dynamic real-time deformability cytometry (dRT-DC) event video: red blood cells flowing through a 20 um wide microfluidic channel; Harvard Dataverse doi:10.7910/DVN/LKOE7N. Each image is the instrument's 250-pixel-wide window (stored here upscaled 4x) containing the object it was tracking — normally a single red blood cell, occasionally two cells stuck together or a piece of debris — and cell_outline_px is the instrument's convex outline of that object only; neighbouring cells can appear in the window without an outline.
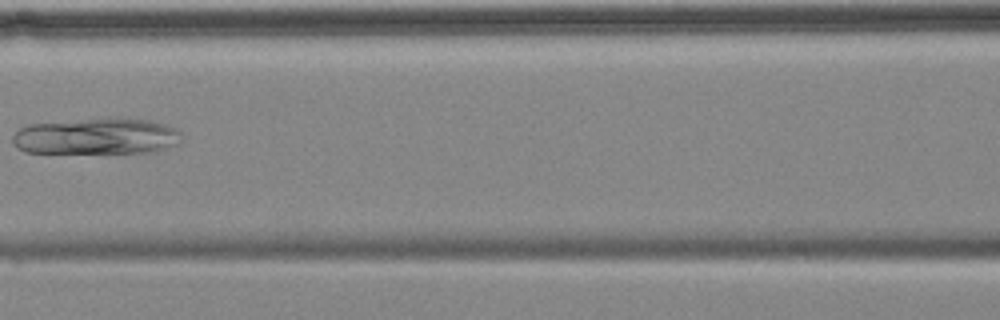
{"species": "common noctule bat (a hibernating species)", "species_latin": "Nyctalus noctula", "temperature_condition": "cold", "stored_images_in_passage": 6, "camera_frame_rate_fps": 3000, "um_per_image_px": 0.085, "animal": {"sex": "female", "body_mass_g": 18.4}, "frame": {"image": 1, "passage_image": 6, "time_ms": 6.667, "image_size_px": [1000, 320], "cell_outline_px": [[180, 144], [156, 152], [24, 152], [16, 148], [12, 144], [12, 136], [20, 128], [28, 124], [84, 120], [148, 120], [164, 124], [176, 128], [180, 132]], "centroid_in_image_um": [8.19, 11.62], "position_along_channel_um": 158.4, "area_um2": 34.97}}